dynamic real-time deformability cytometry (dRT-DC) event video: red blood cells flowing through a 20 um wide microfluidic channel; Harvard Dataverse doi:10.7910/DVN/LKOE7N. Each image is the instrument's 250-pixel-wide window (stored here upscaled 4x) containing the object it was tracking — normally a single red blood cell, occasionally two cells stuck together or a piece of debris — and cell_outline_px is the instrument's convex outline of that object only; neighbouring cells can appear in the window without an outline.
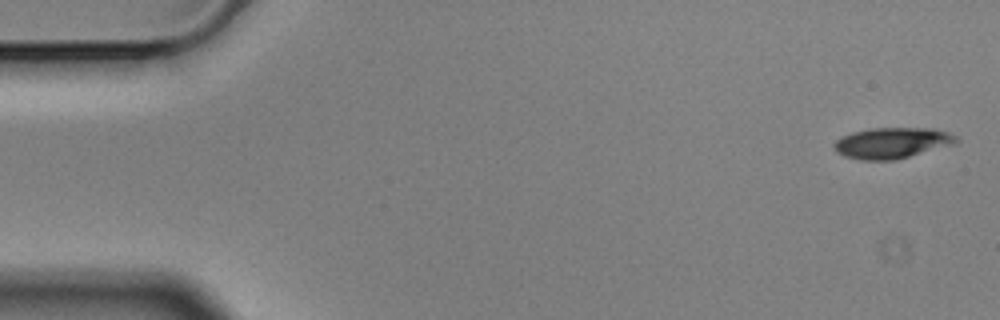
{"species": "Egyptian fruit bat (a non-hibernating species)", "species_latin": "Rousettus aegyptiacus", "temperature_condition": "cold", "stored_images_in_passage": 5, "camera_frame_rate_fps": 3000, "um_per_image_px": 0.085, "animal": {"sex": "male"}, "frame": {"image": 1, "passage_image": 1, "time_ms": 0.0, "image_size_px": [1000, 320], "cell_outline_px": [[960, 140], [956, 144], [896, 160], [860, 160], [844, 156], [836, 152], [832, 148], [832, 144], [836, 140], [852, 132], [868, 128], [932, 128], [948, 132], [956, 136]], "centroid_in_image_um": [75.83, 12.15], "position_along_channel_um": 9.2, "area_um2": 22.31}}
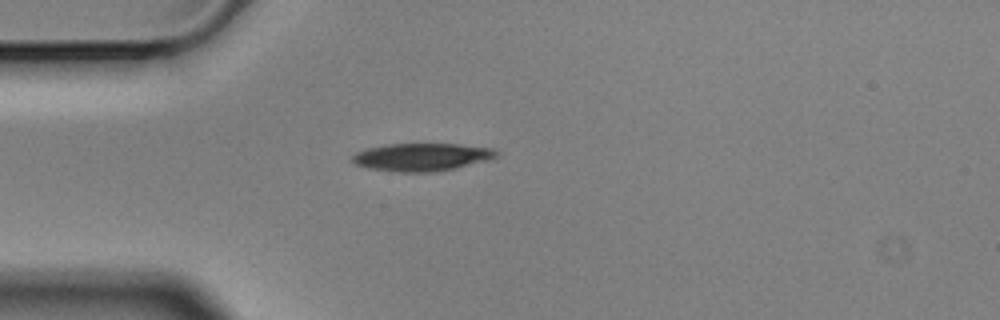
{"frame": {"image": 2, "passage_image": 4, "time_ms": 1.0, "image_size_px": [1000, 320], "cell_outline_px": [[500, 152], [492, 160], [456, 168], [432, 172], [400, 172], [368, 168], [356, 164], [352, 160], [352, 156], [356, 152], [364, 148], [388, 144], [460, 144], [492, 148]], "centroid_in_image_um": [35.89, 13.34], "position_along_channel_um": 49.1, "area_um2": 23.52}}